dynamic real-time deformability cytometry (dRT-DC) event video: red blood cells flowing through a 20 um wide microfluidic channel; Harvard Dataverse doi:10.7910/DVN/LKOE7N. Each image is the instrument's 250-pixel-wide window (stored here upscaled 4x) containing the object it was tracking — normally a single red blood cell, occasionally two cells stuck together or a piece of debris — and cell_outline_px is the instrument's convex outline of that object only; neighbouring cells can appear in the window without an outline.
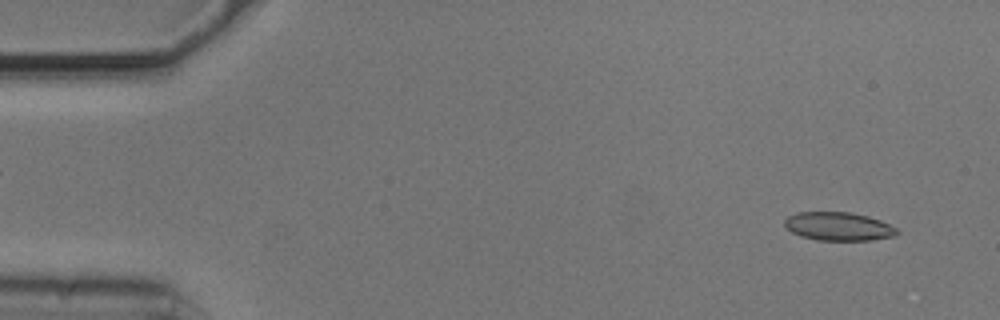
{"species": "common noctule bat (a hibernating species)", "species_latin": "Nyctalus noctula", "temperature_condition": "cold", "stored_images_in_passage": 29, "camera_frame_rate_fps": 3000, "um_per_image_px": 0.085, "animal": {"sex": "male", "body_mass_g": 20.5, "forearm_length_mm": 52.5}, "frame": {"image": 1, "passage_image": 3, "time_ms": 0.667, "image_size_px": [1000, 320], "cell_outline_px": [[900, 232], [896, 236], [872, 240], [816, 240], [800, 236], [792, 232], [784, 224], [784, 220], [788, 216], [796, 212], [852, 212], [868, 216], [880, 220], [896, 228]], "centroid_in_image_um": [71.28, 19.24], "position_along_channel_um": 13.7, "area_um2": 18.73}}
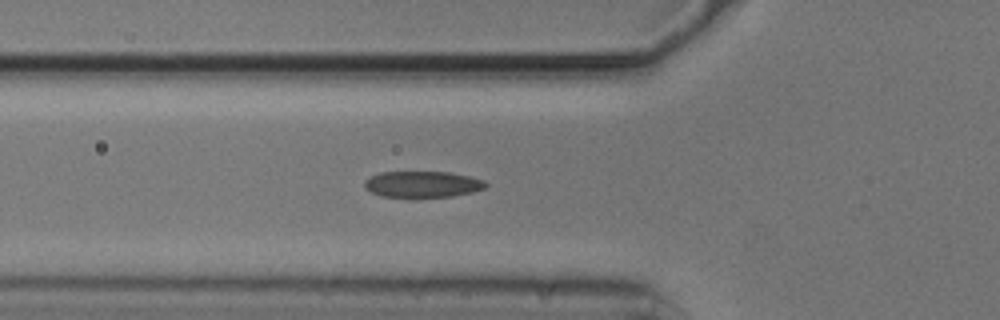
{"frame": {"image": 2, "passage_image": 18, "time_ms": 5.667, "image_size_px": [1000, 320], "cell_outline_px": [[488, 184], [484, 188], [472, 192], [452, 196], [380, 196], [364, 188], [364, 180], [380, 172], [448, 172], [468, 176], [484, 180]], "centroid_in_image_um": [35.9, 15.65], "position_along_channel_um": 89.9, "area_um2": 18.21}}
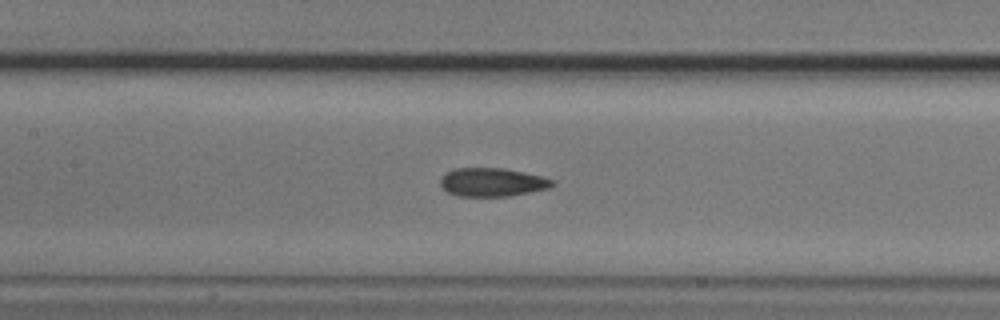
{"frame": {"image": 3, "passage_image": 24, "time_ms": 7.667, "image_size_px": [1000, 320], "cell_outline_px": [[556, 184], [548, 188], [508, 196], [460, 196], [448, 192], [440, 184], [440, 176], [444, 172], [452, 168], [504, 168], [544, 176], [556, 180]], "centroid_in_image_um": [41.84, 15.47], "position_along_channel_um": 165.6, "area_um2": 18.79}}